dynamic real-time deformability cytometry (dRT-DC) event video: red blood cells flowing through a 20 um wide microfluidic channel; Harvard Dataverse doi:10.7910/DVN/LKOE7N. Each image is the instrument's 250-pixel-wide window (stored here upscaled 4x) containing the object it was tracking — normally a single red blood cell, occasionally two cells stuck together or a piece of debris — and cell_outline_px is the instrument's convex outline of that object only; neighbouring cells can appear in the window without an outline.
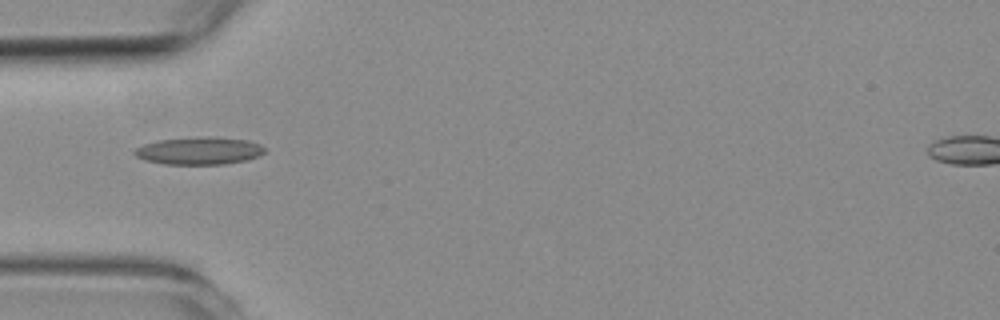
{"species": "common noctule bat (a hibernating species)", "species_latin": "Nyctalus noctula", "temperature_condition": "room temperature", "stored_images_in_passage": 3, "camera_frame_rate_fps": 3000, "um_per_image_px": 0.085, "animal": {"sex": "female", "body_mass_g": 19.3, "forearm_length_mm": 54.1}, "frame": {"image": 1, "passage_image": 1, "time_ms": 0.0, "image_size_px": [1000, 320], "cell_outline_px": [[264, 152], [260, 156], [248, 160], [224, 164], [164, 164], [144, 160], [136, 156], [132, 152], [136, 148], [144, 144], [156, 140], [208, 136], [248, 140], [260, 144], [264, 148]], "centroid_in_image_um": [16.93, 12.82], "position_along_channel_um": 68.1, "area_um2": 20.98}}
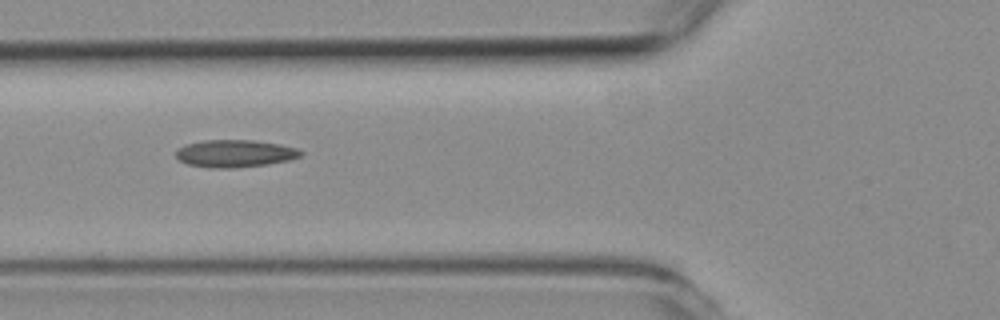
{"frame": {"image": 2, "passage_image": 2, "time_ms": 1.0, "image_size_px": [1000, 320], "cell_outline_px": [[304, 152], [300, 156], [288, 160], [268, 164], [236, 168], [208, 168], [188, 164], [180, 160], [176, 156], [176, 148], [184, 144], [204, 140], [252, 140], [280, 144], [296, 148]], "centroid_in_image_um": [19.94, 13.05], "position_along_channel_um": 105.9, "area_um2": 20.06}}
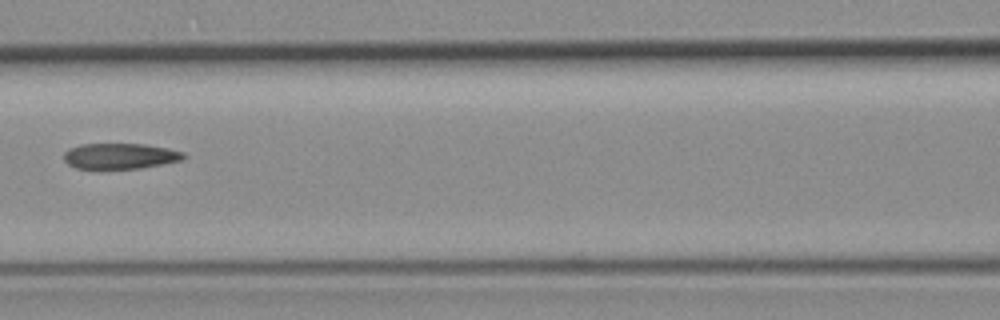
{"frame": {"image": 3, "passage_image": 3, "time_ms": 2.333, "image_size_px": [1000, 320], "cell_outline_px": [[188, 156], [180, 160], [140, 168], [96, 172], [76, 168], [68, 164], [64, 160], [64, 152], [80, 144], [144, 144], [168, 148], [184, 152]], "centroid_in_image_um": [10.15, 13.31], "position_along_channel_um": 156.4, "area_um2": 18.61}}